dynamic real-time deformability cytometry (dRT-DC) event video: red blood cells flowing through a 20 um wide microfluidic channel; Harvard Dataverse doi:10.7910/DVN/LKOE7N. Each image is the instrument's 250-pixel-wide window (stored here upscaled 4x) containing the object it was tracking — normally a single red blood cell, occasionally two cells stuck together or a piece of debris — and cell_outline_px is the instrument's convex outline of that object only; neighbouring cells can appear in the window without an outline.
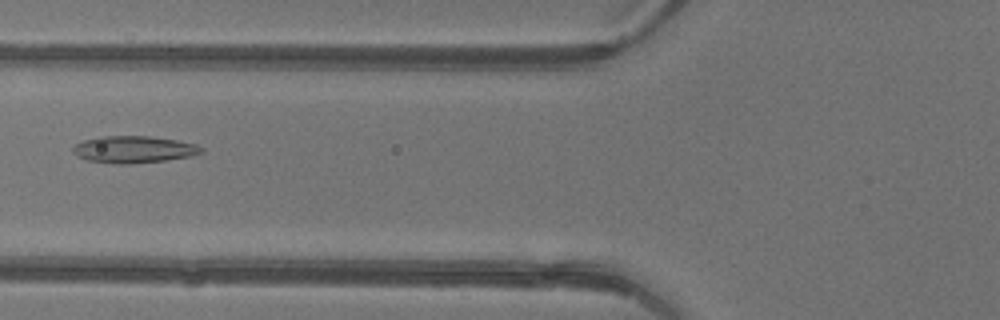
{"species": "common noctule bat (a hibernating species)", "species_latin": "Nyctalus noctula", "temperature_condition": "warm", "stored_images_in_passage": 46, "camera_frame_rate_fps": 3000, "um_per_image_px": 0.085, "animal": {"sex": "female"}, "frame": {"image": 1, "passage_image": 19, "time_ms": 6.0, "image_size_px": [1000, 320], "cell_outline_px": [[204, 152], [188, 156], [164, 160], [132, 164], [120, 164], [88, 160], [76, 156], [72, 152], [72, 148], [76, 144], [84, 140], [100, 136], [148, 136], [176, 140], [196, 144], [204, 148]], "centroid_in_image_um": [11.35, 12.7], "position_along_channel_um": 114.4, "area_um2": 20.06}}
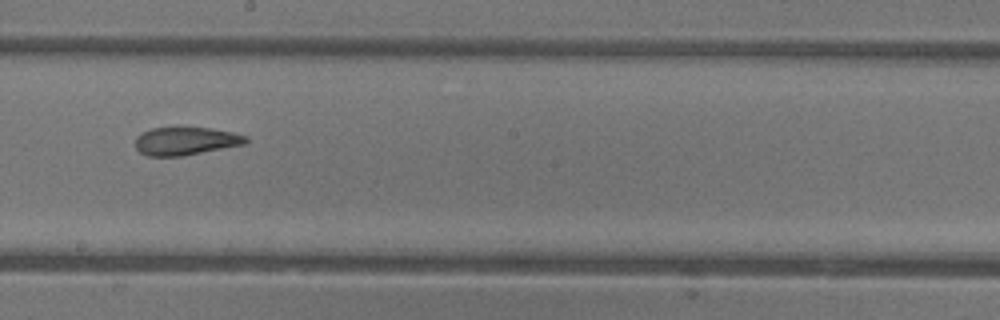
{"frame": {"image": 2, "passage_image": 27, "time_ms": 8.667, "image_size_px": [1000, 320], "cell_outline_px": [[248, 140], [244, 144], [184, 156], [148, 156], [140, 152], [136, 148], [136, 136], [140, 132], [152, 128], [212, 128], [232, 132], [248, 136]], "centroid_in_image_um": [15.77, 11.99], "position_along_channel_um": 232.4, "area_um2": 18.03}}
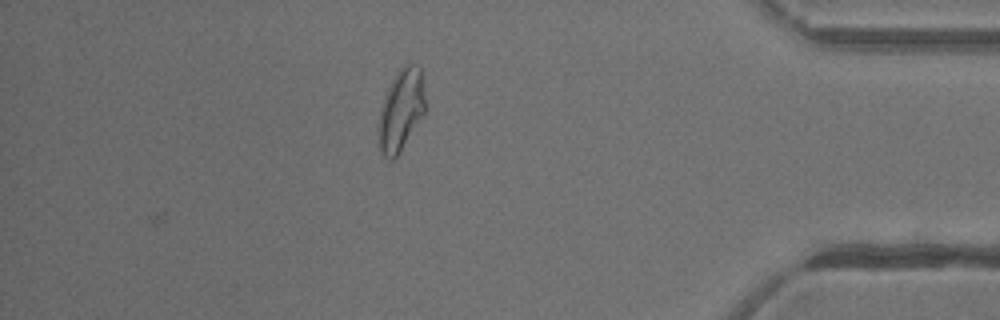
{"frame": {"image": 3, "passage_image": 41, "time_ms": 13.333, "image_size_px": [1000, 320], "cell_outline_px": [[424, 112], [400, 152], [392, 160], [388, 160], [380, 152], [376, 128], [380, 108], [384, 96], [396, 72], [404, 64], [412, 64], [420, 68], [424, 96]], "centroid_in_image_um": [34.02, 9.39], "position_along_channel_um": 401.2, "area_um2": 22.14}, "authors_computed_cell_mechanics": {"area_um2": 21.2993, "velocity_mm_per_s": 4.4204, "shape_relaxation_time_tau1_ms": 9.7843, "shape_relaxation_time_tau2_ms": 2.0059, "deformation_change_tau1": 0.254, "deformation_change_tau2": 0.1039}}